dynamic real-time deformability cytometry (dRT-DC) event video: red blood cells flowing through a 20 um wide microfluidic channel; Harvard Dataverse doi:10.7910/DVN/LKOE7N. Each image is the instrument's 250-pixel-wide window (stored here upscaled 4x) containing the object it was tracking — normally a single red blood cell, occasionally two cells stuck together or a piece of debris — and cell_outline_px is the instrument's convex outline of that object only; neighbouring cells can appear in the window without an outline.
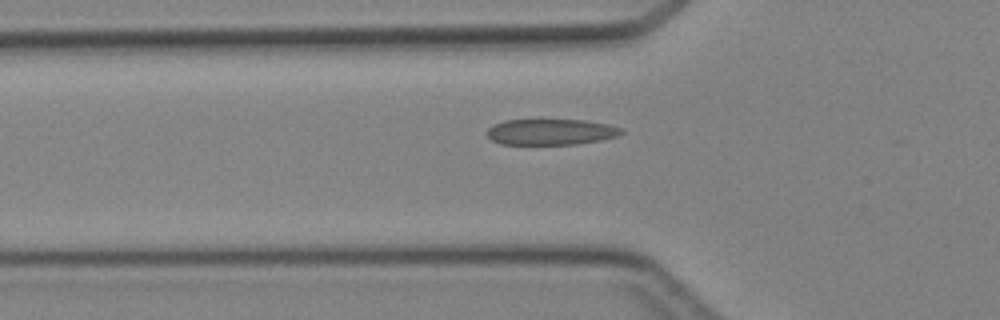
{"species": "Egyptian fruit bat (a non-hibernating species)", "species_latin": "Rousettus aegyptiacus", "temperature_condition": "cold", "stored_images_in_passage": 38, "camera_frame_rate_fps": 3000, "um_per_image_px": 0.085, "animal": {"sex": "female"}, "frame": {"image": 1, "passage_image": 10, "time_ms": 3.0, "image_size_px": [1000, 320], "cell_outline_px": [[624, 132], [616, 136], [600, 140], [576, 144], [500, 144], [492, 140], [488, 136], [488, 128], [492, 124], [504, 120], [584, 120], [608, 124], [620, 128]], "centroid_in_image_um": [46.79, 11.21], "position_along_channel_um": 79.0, "area_um2": 20.17}}
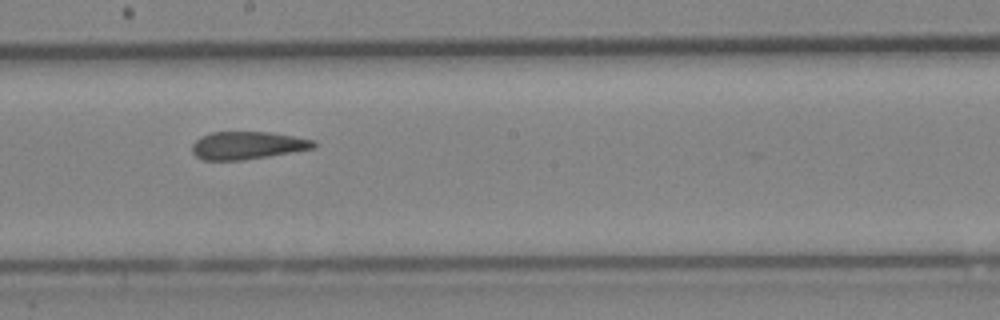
{"frame": {"image": 2, "passage_image": 20, "time_ms": 6.333, "image_size_px": [1000, 320], "cell_outline_px": [[316, 148], [244, 160], [204, 160], [196, 156], [192, 152], [192, 144], [200, 136], [212, 132], [268, 132], [316, 140]], "centroid_in_image_um": [21.03, 12.36], "position_along_channel_um": 227.2, "area_um2": 19.65}}
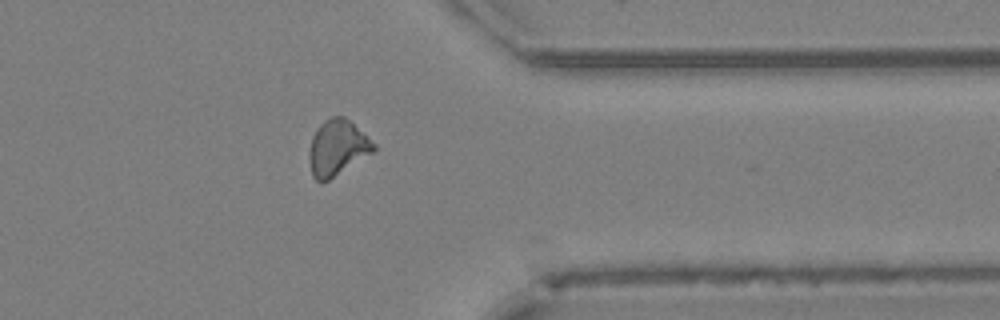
{"frame": {"image": 3, "passage_image": 31, "time_ms": 10.0, "image_size_px": [1000, 320], "cell_outline_px": [[376, 148], [372, 152], [328, 180], [320, 184], [312, 176], [312, 136], [316, 128], [324, 120], [332, 116], [344, 116], [376, 144]], "centroid_in_image_um": [28.69, 12.53], "position_along_channel_um": 382.7, "area_um2": 20.11}}